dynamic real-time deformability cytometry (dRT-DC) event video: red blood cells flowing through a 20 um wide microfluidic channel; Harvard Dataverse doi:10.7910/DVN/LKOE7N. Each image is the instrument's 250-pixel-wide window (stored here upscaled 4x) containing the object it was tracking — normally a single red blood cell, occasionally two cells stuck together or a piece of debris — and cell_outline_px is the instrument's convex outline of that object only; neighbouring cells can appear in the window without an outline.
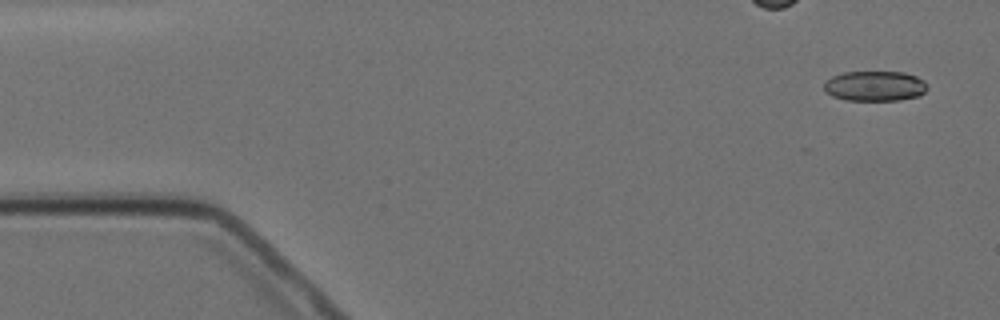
{"species": "Egyptian fruit bat (a non-hibernating species)", "species_latin": "Rousettus aegyptiacus", "temperature_condition": "cold", "stored_images_in_passage": 6, "camera_frame_rate_fps": 3000, "um_per_image_px": 0.085, "animal": {"sex": "female"}, "frame": {"image": 1, "passage_image": 1, "time_ms": 0.0, "image_size_px": [1000, 320], "cell_outline_px": [[928, 88], [920, 96], [900, 100], [848, 100], [832, 96], [824, 88], [824, 80], [832, 76], [844, 72], [904, 72], [916, 76], [924, 80], [928, 84]], "centroid_in_image_um": [74.39, 7.31], "position_along_channel_um": 10.6, "area_um2": 18.26}}